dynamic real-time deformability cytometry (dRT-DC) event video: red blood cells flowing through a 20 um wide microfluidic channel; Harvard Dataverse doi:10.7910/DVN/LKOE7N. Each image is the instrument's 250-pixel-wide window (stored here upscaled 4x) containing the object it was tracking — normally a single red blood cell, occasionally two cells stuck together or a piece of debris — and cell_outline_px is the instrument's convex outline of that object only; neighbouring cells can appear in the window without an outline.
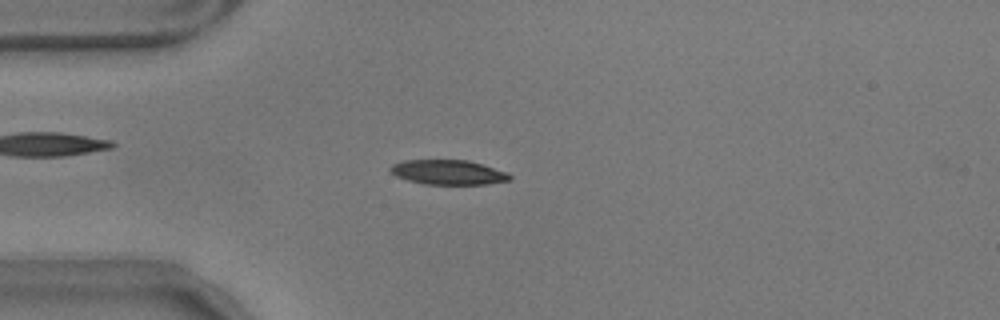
{"species": "common noctule bat (a hibernating species)", "species_latin": "Nyctalus noctula", "temperature_condition": "warm", "stored_images_in_passage": 56, "camera_frame_rate_fps": 3000, "um_per_image_px": 0.085, "animal": {"sex": "male", "body_mass_g": 17.9}, "frame": {"image": 1, "passage_image": 14, "time_ms": 4.333, "image_size_px": [1000, 320], "cell_outline_px": [[512, 180], [488, 184], [424, 184], [408, 180], [396, 176], [388, 168], [392, 164], [404, 160], [468, 160], [508, 172], [512, 176]], "centroid_in_image_um": [38.12, 14.64], "position_along_channel_um": 46.9, "area_um2": 17.22}}
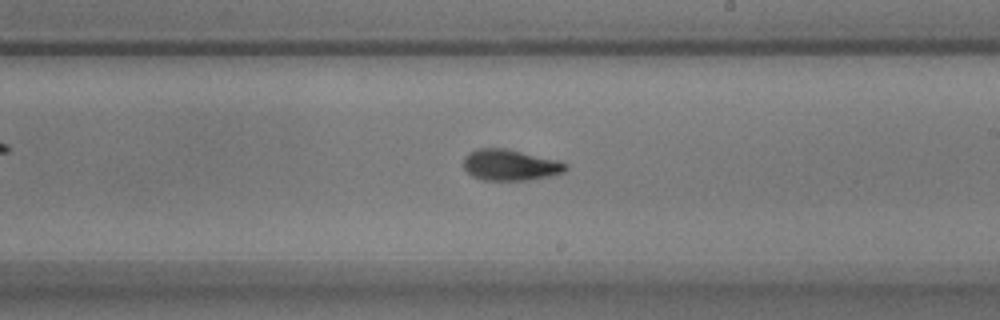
{"frame": {"image": 2, "passage_image": 32, "time_ms": 10.333, "image_size_px": [1000, 320], "cell_outline_px": [[568, 168], [564, 172], [548, 176], [528, 180], [484, 180], [472, 176], [464, 168], [464, 156], [468, 152], [476, 148], [508, 148], [560, 160], [568, 164]], "centroid_in_image_um": [43.38, 14.0], "position_along_channel_um": 245.6, "area_um2": 18.79}}
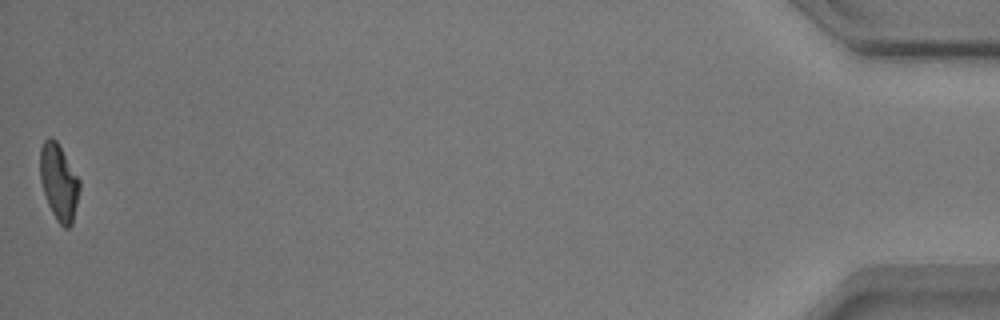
{"frame": {"image": 3, "passage_image": 56, "time_ms": 18.333, "image_size_px": [1000, 320], "cell_outline_px": [[80, 188], [72, 224], [68, 228], [64, 228], [56, 220], [48, 204], [40, 180], [40, 148], [44, 140], [48, 136], [52, 136], [56, 140], [80, 180]], "centroid_in_image_um": [5.0, 15.47], "position_along_channel_um": 430.2, "area_um2": 17.51}, "authors_computed_cell_mechanics": {"area_um2": 18.0336, "velocity_mm_per_s": 3.5279, "shape_relaxation_time_tau1_ms": 4.1595, "shape_relaxation_time_tau2_ms": 2.3217, "deformation_change_tau1": 0.1536, "deformation_change_tau2": 0.0931}}